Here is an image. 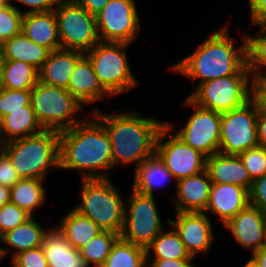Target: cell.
Returning a JSON list of instances; mask_svg holds the SVG:
<instances>
[{"label":"cell","mask_w":266,"mask_h":267,"mask_svg":"<svg viewBox=\"0 0 266 267\" xmlns=\"http://www.w3.org/2000/svg\"><path fill=\"white\" fill-rule=\"evenodd\" d=\"M59 156V169L78 170L81 179H109L113 169L111 142L96 118L59 132Z\"/></svg>","instance_id":"cell-1"},{"label":"cell","mask_w":266,"mask_h":267,"mask_svg":"<svg viewBox=\"0 0 266 267\" xmlns=\"http://www.w3.org/2000/svg\"><path fill=\"white\" fill-rule=\"evenodd\" d=\"M117 114L101 113L99 109L91 111L107 132L112 151L113 168L116 165L135 163V169L156 151V140L165 122L155 118H143L134 110Z\"/></svg>","instance_id":"cell-2"},{"label":"cell","mask_w":266,"mask_h":267,"mask_svg":"<svg viewBox=\"0 0 266 267\" xmlns=\"http://www.w3.org/2000/svg\"><path fill=\"white\" fill-rule=\"evenodd\" d=\"M228 29L225 26L214 32L193 54L182 58L170 69L189 77L193 82L200 79L199 84L235 75L247 63L246 36L241 39L242 46L235 47Z\"/></svg>","instance_id":"cell-3"},{"label":"cell","mask_w":266,"mask_h":267,"mask_svg":"<svg viewBox=\"0 0 266 267\" xmlns=\"http://www.w3.org/2000/svg\"><path fill=\"white\" fill-rule=\"evenodd\" d=\"M20 178L45 180L51 169L60 168L59 131L42 132L1 145Z\"/></svg>","instance_id":"cell-4"},{"label":"cell","mask_w":266,"mask_h":267,"mask_svg":"<svg viewBox=\"0 0 266 267\" xmlns=\"http://www.w3.org/2000/svg\"><path fill=\"white\" fill-rule=\"evenodd\" d=\"M81 203L74 209L90 218L103 231L121 233L125 202L109 179H82Z\"/></svg>","instance_id":"cell-5"},{"label":"cell","mask_w":266,"mask_h":267,"mask_svg":"<svg viewBox=\"0 0 266 267\" xmlns=\"http://www.w3.org/2000/svg\"><path fill=\"white\" fill-rule=\"evenodd\" d=\"M188 98L201 108L220 113L242 107L253 98L247 63L235 75L198 84Z\"/></svg>","instance_id":"cell-6"},{"label":"cell","mask_w":266,"mask_h":267,"mask_svg":"<svg viewBox=\"0 0 266 267\" xmlns=\"http://www.w3.org/2000/svg\"><path fill=\"white\" fill-rule=\"evenodd\" d=\"M31 105L44 130L63 131L84 119L75 117L82 104L67 90L38 81L32 89Z\"/></svg>","instance_id":"cell-7"},{"label":"cell","mask_w":266,"mask_h":267,"mask_svg":"<svg viewBox=\"0 0 266 267\" xmlns=\"http://www.w3.org/2000/svg\"><path fill=\"white\" fill-rule=\"evenodd\" d=\"M130 44L100 41L84 53L91 62L102 87L111 95L131 90L137 80L130 70L125 49Z\"/></svg>","instance_id":"cell-8"},{"label":"cell","mask_w":266,"mask_h":267,"mask_svg":"<svg viewBox=\"0 0 266 267\" xmlns=\"http://www.w3.org/2000/svg\"><path fill=\"white\" fill-rule=\"evenodd\" d=\"M54 13L62 49L86 53L100 42L96 17L74 0H60Z\"/></svg>","instance_id":"cell-9"},{"label":"cell","mask_w":266,"mask_h":267,"mask_svg":"<svg viewBox=\"0 0 266 267\" xmlns=\"http://www.w3.org/2000/svg\"><path fill=\"white\" fill-rule=\"evenodd\" d=\"M120 237L145 249L165 229L153 196L131 189ZM129 201V202H128Z\"/></svg>","instance_id":"cell-10"},{"label":"cell","mask_w":266,"mask_h":267,"mask_svg":"<svg viewBox=\"0 0 266 267\" xmlns=\"http://www.w3.org/2000/svg\"><path fill=\"white\" fill-rule=\"evenodd\" d=\"M258 102L252 98L240 108L221 113L219 152L239 155L259 146L257 139Z\"/></svg>","instance_id":"cell-11"},{"label":"cell","mask_w":266,"mask_h":267,"mask_svg":"<svg viewBox=\"0 0 266 267\" xmlns=\"http://www.w3.org/2000/svg\"><path fill=\"white\" fill-rule=\"evenodd\" d=\"M95 17L102 42L131 44L139 35L140 19L135 0H109Z\"/></svg>","instance_id":"cell-12"},{"label":"cell","mask_w":266,"mask_h":267,"mask_svg":"<svg viewBox=\"0 0 266 267\" xmlns=\"http://www.w3.org/2000/svg\"><path fill=\"white\" fill-rule=\"evenodd\" d=\"M173 124L165 122L156 140L155 153L164 162L176 181L205 170L206 156L188 146L176 135H169ZM168 138V140L166 139ZM166 139V141L164 140Z\"/></svg>","instance_id":"cell-13"},{"label":"cell","mask_w":266,"mask_h":267,"mask_svg":"<svg viewBox=\"0 0 266 267\" xmlns=\"http://www.w3.org/2000/svg\"><path fill=\"white\" fill-rule=\"evenodd\" d=\"M184 105L193 107L194 113L175 135L206 157L219 153L221 113L201 108L188 97Z\"/></svg>","instance_id":"cell-14"},{"label":"cell","mask_w":266,"mask_h":267,"mask_svg":"<svg viewBox=\"0 0 266 267\" xmlns=\"http://www.w3.org/2000/svg\"><path fill=\"white\" fill-rule=\"evenodd\" d=\"M179 234L191 257L207 253L214 241L212 225L205 212H176V219L166 221Z\"/></svg>","instance_id":"cell-15"},{"label":"cell","mask_w":266,"mask_h":267,"mask_svg":"<svg viewBox=\"0 0 266 267\" xmlns=\"http://www.w3.org/2000/svg\"><path fill=\"white\" fill-rule=\"evenodd\" d=\"M224 228L229 230L237 243L252 253L266 245V214L248 205L233 217Z\"/></svg>","instance_id":"cell-16"},{"label":"cell","mask_w":266,"mask_h":267,"mask_svg":"<svg viewBox=\"0 0 266 267\" xmlns=\"http://www.w3.org/2000/svg\"><path fill=\"white\" fill-rule=\"evenodd\" d=\"M249 191L235 184L212 183L205 213L218 215L223 226L249 205Z\"/></svg>","instance_id":"cell-17"},{"label":"cell","mask_w":266,"mask_h":267,"mask_svg":"<svg viewBox=\"0 0 266 267\" xmlns=\"http://www.w3.org/2000/svg\"><path fill=\"white\" fill-rule=\"evenodd\" d=\"M211 186L206 169L176 181V212H204L208 205Z\"/></svg>","instance_id":"cell-18"},{"label":"cell","mask_w":266,"mask_h":267,"mask_svg":"<svg viewBox=\"0 0 266 267\" xmlns=\"http://www.w3.org/2000/svg\"><path fill=\"white\" fill-rule=\"evenodd\" d=\"M211 183L214 184H235L250 191L253 180L249 176L239 155H228L215 153L206 157L205 167Z\"/></svg>","instance_id":"cell-19"},{"label":"cell","mask_w":266,"mask_h":267,"mask_svg":"<svg viewBox=\"0 0 266 267\" xmlns=\"http://www.w3.org/2000/svg\"><path fill=\"white\" fill-rule=\"evenodd\" d=\"M84 56L77 50L57 49L50 52L47 61L39 70V81L67 89L76 63Z\"/></svg>","instance_id":"cell-20"},{"label":"cell","mask_w":266,"mask_h":267,"mask_svg":"<svg viewBox=\"0 0 266 267\" xmlns=\"http://www.w3.org/2000/svg\"><path fill=\"white\" fill-rule=\"evenodd\" d=\"M67 90L83 105L111 96L99 82L93 66L84 55L75 65Z\"/></svg>","instance_id":"cell-21"},{"label":"cell","mask_w":266,"mask_h":267,"mask_svg":"<svg viewBox=\"0 0 266 267\" xmlns=\"http://www.w3.org/2000/svg\"><path fill=\"white\" fill-rule=\"evenodd\" d=\"M42 249L48 267H89L80 251L71 246L58 227L47 229Z\"/></svg>","instance_id":"cell-22"},{"label":"cell","mask_w":266,"mask_h":267,"mask_svg":"<svg viewBox=\"0 0 266 267\" xmlns=\"http://www.w3.org/2000/svg\"><path fill=\"white\" fill-rule=\"evenodd\" d=\"M21 32L50 51L61 48L54 10L23 15Z\"/></svg>","instance_id":"cell-23"},{"label":"cell","mask_w":266,"mask_h":267,"mask_svg":"<svg viewBox=\"0 0 266 267\" xmlns=\"http://www.w3.org/2000/svg\"><path fill=\"white\" fill-rule=\"evenodd\" d=\"M50 50L37 45L22 32L0 45L1 61L17 60L32 65L38 71L47 61Z\"/></svg>","instance_id":"cell-24"},{"label":"cell","mask_w":266,"mask_h":267,"mask_svg":"<svg viewBox=\"0 0 266 267\" xmlns=\"http://www.w3.org/2000/svg\"><path fill=\"white\" fill-rule=\"evenodd\" d=\"M32 106L11 111L0 119V145L8 141L25 138L42 132Z\"/></svg>","instance_id":"cell-25"},{"label":"cell","mask_w":266,"mask_h":267,"mask_svg":"<svg viewBox=\"0 0 266 267\" xmlns=\"http://www.w3.org/2000/svg\"><path fill=\"white\" fill-rule=\"evenodd\" d=\"M171 178L174 179L173 175L155 153L135 169L132 189L141 194L155 197L154 189L166 185Z\"/></svg>","instance_id":"cell-26"},{"label":"cell","mask_w":266,"mask_h":267,"mask_svg":"<svg viewBox=\"0 0 266 267\" xmlns=\"http://www.w3.org/2000/svg\"><path fill=\"white\" fill-rule=\"evenodd\" d=\"M75 249H80L103 230L90 218L74 208L65 215L58 227Z\"/></svg>","instance_id":"cell-27"},{"label":"cell","mask_w":266,"mask_h":267,"mask_svg":"<svg viewBox=\"0 0 266 267\" xmlns=\"http://www.w3.org/2000/svg\"><path fill=\"white\" fill-rule=\"evenodd\" d=\"M47 230L31 216L22 225L17 226L1 236V242L16 250L12 259L20 252L42 246Z\"/></svg>","instance_id":"cell-28"},{"label":"cell","mask_w":266,"mask_h":267,"mask_svg":"<svg viewBox=\"0 0 266 267\" xmlns=\"http://www.w3.org/2000/svg\"><path fill=\"white\" fill-rule=\"evenodd\" d=\"M39 81V71L32 65L17 60L1 61L0 88L32 90Z\"/></svg>","instance_id":"cell-29"},{"label":"cell","mask_w":266,"mask_h":267,"mask_svg":"<svg viewBox=\"0 0 266 267\" xmlns=\"http://www.w3.org/2000/svg\"><path fill=\"white\" fill-rule=\"evenodd\" d=\"M44 180L40 179H20L10 188V202L25 210L33 216V212L45 201Z\"/></svg>","instance_id":"cell-30"},{"label":"cell","mask_w":266,"mask_h":267,"mask_svg":"<svg viewBox=\"0 0 266 267\" xmlns=\"http://www.w3.org/2000/svg\"><path fill=\"white\" fill-rule=\"evenodd\" d=\"M102 267H147L146 249L119 237Z\"/></svg>","instance_id":"cell-31"},{"label":"cell","mask_w":266,"mask_h":267,"mask_svg":"<svg viewBox=\"0 0 266 267\" xmlns=\"http://www.w3.org/2000/svg\"><path fill=\"white\" fill-rule=\"evenodd\" d=\"M151 250L154 251V259H193L174 228L163 230L146 248L147 260L151 258Z\"/></svg>","instance_id":"cell-32"},{"label":"cell","mask_w":266,"mask_h":267,"mask_svg":"<svg viewBox=\"0 0 266 267\" xmlns=\"http://www.w3.org/2000/svg\"><path fill=\"white\" fill-rule=\"evenodd\" d=\"M260 28L256 36H246L247 66L252 82L260 80L266 74V26Z\"/></svg>","instance_id":"cell-33"},{"label":"cell","mask_w":266,"mask_h":267,"mask_svg":"<svg viewBox=\"0 0 266 267\" xmlns=\"http://www.w3.org/2000/svg\"><path fill=\"white\" fill-rule=\"evenodd\" d=\"M119 237L118 233L102 231L79 249L80 254L89 267H102Z\"/></svg>","instance_id":"cell-34"},{"label":"cell","mask_w":266,"mask_h":267,"mask_svg":"<svg viewBox=\"0 0 266 267\" xmlns=\"http://www.w3.org/2000/svg\"><path fill=\"white\" fill-rule=\"evenodd\" d=\"M23 14L13 3L0 5V45L21 32Z\"/></svg>","instance_id":"cell-35"},{"label":"cell","mask_w":266,"mask_h":267,"mask_svg":"<svg viewBox=\"0 0 266 267\" xmlns=\"http://www.w3.org/2000/svg\"><path fill=\"white\" fill-rule=\"evenodd\" d=\"M32 90L0 88V119L11 111L31 105Z\"/></svg>","instance_id":"cell-36"},{"label":"cell","mask_w":266,"mask_h":267,"mask_svg":"<svg viewBox=\"0 0 266 267\" xmlns=\"http://www.w3.org/2000/svg\"><path fill=\"white\" fill-rule=\"evenodd\" d=\"M239 158L253 181L266 173V147L248 149L239 154Z\"/></svg>","instance_id":"cell-37"},{"label":"cell","mask_w":266,"mask_h":267,"mask_svg":"<svg viewBox=\"0 0 266 267\" xmlns=\"http://www.w3.org/2000/svg\"><path fill=\"white\" fill-rule=\"evenodd\" d=\"M31 217L25 210L12 202L5 203L0 207V236L22 225Z\"/></svg>","instance_id":"cell-38"},{"label":"cell","mask_w":266,"mask_h":267,"mask_svg":"<svg viewBox=\"0 0 266 267\" xmlns=\"http://www.w3.org/2000/svg\"><path fill=\"white\" fill-rule=\"evenodd\" d=\"M12 261L13 267H48L42 246L20 252Z\"/></svg>","instance_id":"cell-39"},{"label":"cell","mask_w":266,"mask_h":267,"mask_svg":"<svg viewBox=\"0 0 266 267\" xmlns=\"http://www.w3.org/2000/svg\"><path fill=\"white\" fill-rule=\"evenodd\" d=\"M249 203L266 214V173L253 181L249 191Z\"/></svg>","instance_id":"cell-40"},{"label":"cell","mask_w":266,"mask_h":267,"mask_svg":"<svg viewBox=\"0 0 266 267\" xmlns=\"http://www.w3.org/2000/svg\"><path fill=\"white\" fill-rule=\"evenodd\" d=\"M20 176L13 167L8 156L0 151V185L12 188L19 180Z\"/></svg>","instance_id":"cell-41"},{"label":"cell","mask_w":266,"mask_h":267,"mask_svg":"<svg viewBox=\"0 0 266 267\" xmlns=\"http://www.w3.org/2000/svg\"><path fill=\"white\" fill-rule=\"evenodd\" d=\"M250 6L251 24L266 26V0H247Z\"/></svg>","instance_id":"cell-42"},{"label":"cell","mask_w":266,"mask_h":267,"mask_svg":"<svg viewBox=\"0 0 266 267\" xmlns=\"http://www.w3.org/2000/svg\"><path fill=\"white\" fill-rule=\"evenodd\" d=\"M13 1V0H12ZM30 6L28 11H21L23 15L29 13L48 12L54 10L60 0H14Z\"/></svg>","instance_id":"cell-43"},{"label":"cell","mask_w":266,"mask_h":267,"mask_svg":"<svg viewBox=\"0 0 266 267\" xmlns=\"http://www.w3.org/2000/svg\"><path fill=\"white\" fill-rule=\"evenodd\" d=\"M193 259H154L147 260V267H194Z\"/></svg>","instance_id":"cell-44"},{"label":"cell","mask_w":266,"mask_h":267,"mask_svg":"<svg viewBox=\"0 0 266 267\" xmlns=\"http://www.w3.org/2000/svg\"><path fill=\"white\" fill-rule=\"evenodd\" d=\"M79 6L83 7L88 13L96 16L108 3L109 0H74Z\"/></svg>","instance_id":"cell-45"},{"label":"cell","mask_w":266,"mask_h":267,"mask_svg":"<svg viewBox=\"0 0 266 267\" xmlns=\"http://www.w3.org/2000/svg\"><path fill=\"white\" fill-rule=\"evenodd\" d=\"M257 139L259 146L266 147V114L260 108L257 118Z\"/></svg>","instance_id":"cell-46"},{"label":"cell","mask_w":266,"mask_h":267,"mask_svg":"<svg viewBox=\"0 0 266 267\" xmlns=\"http://www.w3.org/2000/svg\"><path fill=\"white\" fill-rule=\"evenodd\" d=\"M252 258L258 267H266V245L252 253Z\"/></svg>","instance_id":"cell-47"},{"label":"cell","mask_w":266,"mask_h":267,"mask_svg":"<svg viewBox=\"0 0 266 267\" xmlns=\"http://www.w3.org/2000/svg\"><path fill=\"white\" fill-rule=\"evenodd\" d=\"M253 98L258 102L259 108L266 114V90H253Z\"/></svg>","instance_id":"cell-48"},{"label":"cell","mask_w":266,"mask_h":267,"mask_svg":"<svg viewBox=\"0 0 266 267\" xmlns=\"http://www.w3.org/2000/svg\"><path fill=\"white\" fill-rule=\"evenodd\" d=\"M10 202V188L0 185V207Z\"/></svg>","instance_id":"cell-49"},{"label":"cell","mask_w":266,"mask_h":267,"mask_svg":"<svg viewBox=\"0 0 266 267\" xmlns=\"http://www.w3.org/2000/svg\"><path fill=\"white\" fill-rule=\"evenodd\" d=\"M253 90H266V74L260 80L253 82Z\"/></svg>","instance_id":"cell-50"},{"label":"cell","mask_w":266,"mask_h":267,"mask_svg":"<svg viewBox=\"0 0 266 267\" xmlns=\"http://www.w3.org/2000/svg\"><path fill=\"white\" fill-rule=\"evenodd\" d=\"M0 243H1V236H0ZM1 249H0V258H1V260H2V258H4L7 254L9 255V252H10V250L12 251V249H10L9 247H7V248H2V247H0Z\"/></svg>","instance_id":"cell-51"},{"label":"cell","mask_w":266,"mask_h":267,"mask_svg":"<svg viewBox=\"0 0 266 267\" xmlns=\"http://www.w3.org/2000/svg\"><path fill=\"white\" fill-rule=\"evenodd\" d=\"M244 267H258L257 263L254 261V259L251 257L249 261L246 262Z\"/></svg>","instance_id":"cell-52"},{"label":"cell","mask_w":266,"mask_h":267,"mask_svg":"<svg viewBox=\"0 0 266 267\" xmlns=\"http://www.w3.org/2000/svg\"><path fill=\"white\" fill-rule=\"evenodd\" d=\"M11 0H0V5H9Z\"/></svg>","instance_id":"cell-53"}]
</instances>
